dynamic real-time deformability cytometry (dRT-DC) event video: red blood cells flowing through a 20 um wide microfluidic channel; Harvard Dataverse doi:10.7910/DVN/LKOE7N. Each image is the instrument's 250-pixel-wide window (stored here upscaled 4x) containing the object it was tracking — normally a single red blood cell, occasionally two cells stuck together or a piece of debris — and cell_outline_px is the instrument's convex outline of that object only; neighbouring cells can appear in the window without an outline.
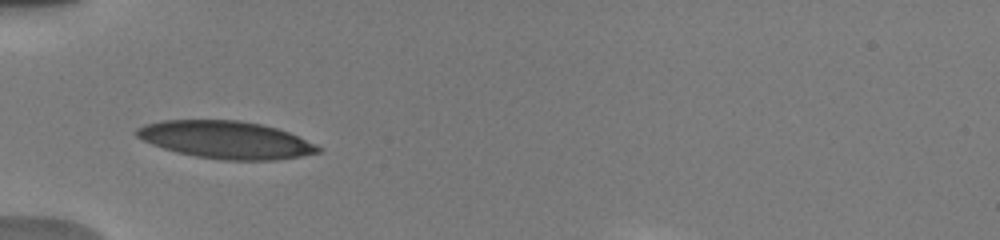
{"species": "human", "species_latin": "Homo sapiens", "temperature_condition": "warm", "stored_images_in_passage": 15, "camera_frame_rate_fps": 3000, "um_per_image_px": 0.085, "donor": {"sex": "male"}, "frame": {"image": 1, "passage_image": 1, "time_ms": 0.0, "image_size_px": [1000, 240], "cell_outline_px": [[324, 148], [320, 152], [300, 156], [272, 160], [228, 160], [196, 156], [164, 148], [152, 144], [136, 136], [136, 128], [144, 124], [164, 120], [240, 120], [260, 124], [276, 128], [288, 132], [316, 144]], "centroid_in_image_um": [19.22, 11.87], "position_along_channel_um": 65.8, "area_um2": 39.3}}
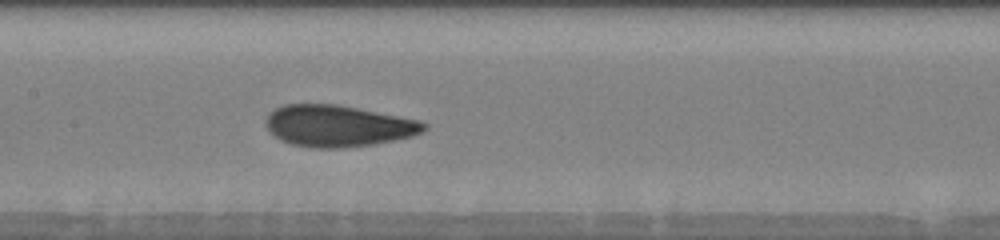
{"frame": {"image": 2, "passage_image": 7, "time_ms": 3.0, "image_size_px": [1000, 240], "cell_outline_px": [[428, 128], [424, 132], [412, 136], [372, 144], [344, 148], [316, 148], [292, 144], [280, 140], [268, 132], [264, 120], [268, 112], [284, 104], [336, 104], [420, 120], [428, 124]], "centroid_in_image_um": [28.7, 10.7], "position_along_channel_um": 178.7, "area_um2": 38.44}}
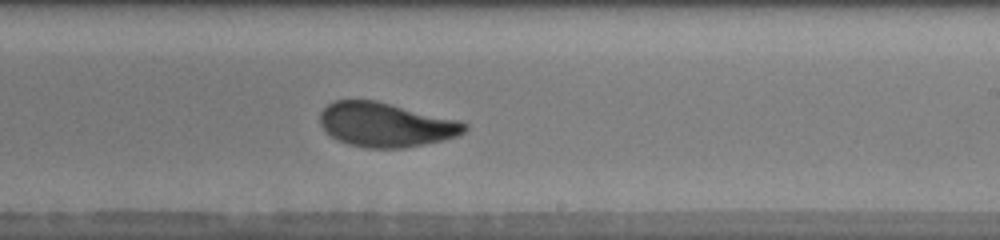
{"frame": {"image": 3, "passage_image": 11, "time_ms": 5.0, "image_size_px": [1000, 240], "cell_outline_px": [[468, 128], [464, 132], [456, 136], [444, 140], [404, 148], [364, 148], [348, 144], [336, 140], [320, 124], [320, 112], [328, 104], [336, 100], [376, 100], [456, 120], [468, 124]], "centroid_in_image_um": [32.77, 10.61], "position_along_channel_um": 256.2, "area_um2": 37.11}}